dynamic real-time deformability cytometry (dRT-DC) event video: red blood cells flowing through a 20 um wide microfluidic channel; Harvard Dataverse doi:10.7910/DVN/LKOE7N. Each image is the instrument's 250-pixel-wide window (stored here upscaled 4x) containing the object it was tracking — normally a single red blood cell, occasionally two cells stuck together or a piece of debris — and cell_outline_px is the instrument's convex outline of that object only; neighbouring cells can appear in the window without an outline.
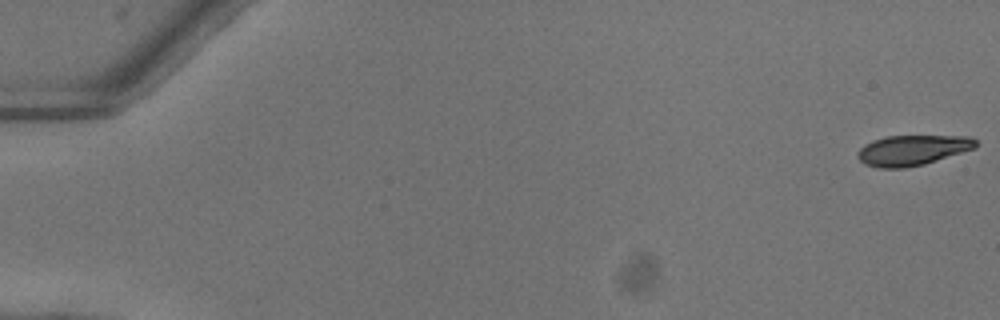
{"species": "common noctule bat (a hibernating species)", "species_latin": "Nyctalus noctula", "temperature_condition": "warm", "stored_images_in_passage": 10, "camera_frame_rate_fps": 3000, "um_per_image_px": 0.085, "animal": {"sex": "female"}, "frame": {"image": 1, "passage_image": 1, "time_ms": 0.0, "image_size_px": [1000, 320], "cell_outline_px": [[976, 148], [924, 164], [904, 168], [880, 168], [864, 164], [856, 156], [856, 152], [864, 144], [872, 140], [884, 136], [968, 136], [976, 140]], "centroid_in_image_um": [77.51, 12.76], "position_along_channel_um": 7.5, "area_um2": 20.92}}